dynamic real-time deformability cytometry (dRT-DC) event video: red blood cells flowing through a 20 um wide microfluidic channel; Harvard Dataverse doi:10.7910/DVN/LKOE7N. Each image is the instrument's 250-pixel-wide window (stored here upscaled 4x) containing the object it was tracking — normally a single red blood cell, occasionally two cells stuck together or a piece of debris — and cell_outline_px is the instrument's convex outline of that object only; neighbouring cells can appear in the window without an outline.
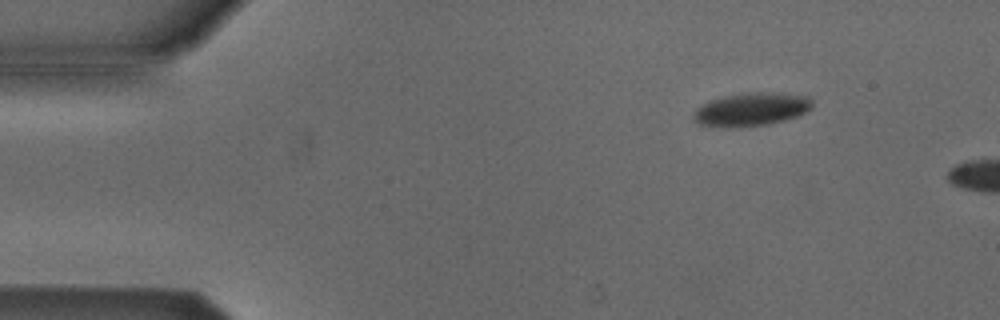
{"species": "Egyptian fruit bat (a non-hibernating species)", "species_latin": "Rousettus aegyptiacus", "temperature_condition": "cold", "stored_images_in_passage": 2, "camera_frame_rate_fps": 3000, "um_per_image_px": 0.085, "animal": {"sex": "male"}, "frame": {"image": 1, "passage_image": 1, "time_ms": 0.0, "image_size_px": [1000, 320], "cell_outline_px": [[812, 108], [796, 116], [764, 124], [700, 124], [692, 120], [692, 112], [696, 108], [712, 100], [724, 96], [748, 92], [768, 92], [812, 96]], "centroid_in_image_um": [63.91, 9.22], "position_along_channel_um": 21.1, "area_um2": 21.91}}